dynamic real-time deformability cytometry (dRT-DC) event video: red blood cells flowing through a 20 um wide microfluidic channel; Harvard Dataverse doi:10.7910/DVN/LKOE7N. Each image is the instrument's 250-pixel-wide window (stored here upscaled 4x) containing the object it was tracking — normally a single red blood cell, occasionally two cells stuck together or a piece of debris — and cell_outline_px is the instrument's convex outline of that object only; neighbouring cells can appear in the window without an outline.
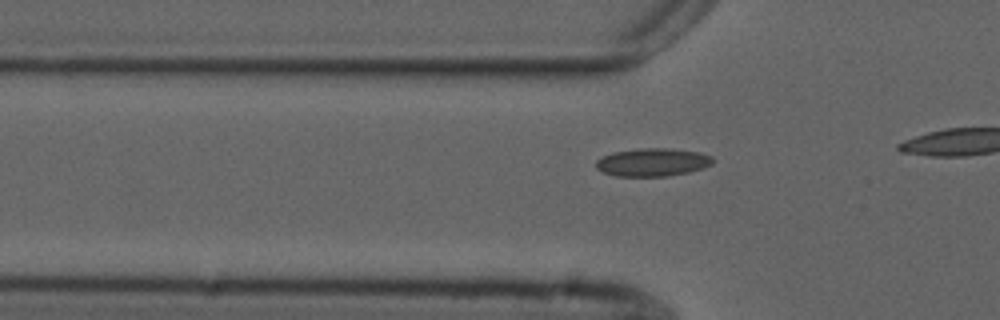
{"species": "common noctule bat (a hibernating species)", "species_latin": "Nyctalus noctula", "temperature_condition": "cold", "stored_images_in_passage": 11, "camera_frame_rate_fps": 3000, "um_per_image_px": 0.085, "animal": {"sex": "male", "forearm_length_mm": 52.5}, "frame": {"image": 1, "passage_image": 5, "time_ms": 1.333, "image_size_px": [1000, 320], "cell_outline_px": [[712, 164], [704, 168], [688, 172], [668, 176], [616, 176], [604, 172], [596, 168], [596, 160], [612, 152], [640, 148], [672, 148], [700, 152], [712, 156]], "centroid_in_image_um": [55.48, 13.78], "position_along_channel_um": 70.3, "area_um2": 19.13}}
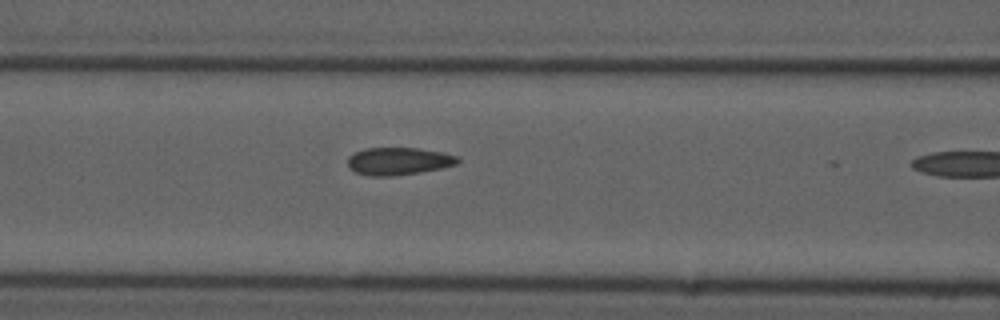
{"frame": {"image": 2, "passage_image": 10, "time_ms": 3.0, "image_size_px": [1000, 320], "cell_outline_px": [[460, 160], [456, 164], [440, 168], [420, 172], [392, 176], [368, 176], [356, 172], [348, 168], [348, 156], [364, 148], [416, 148], [440, 152], [456, 156]], "centroid_in_image_um": [33.82, 13.7], "position_along_channel_um": 132.8, "area_um2": 17.51}}